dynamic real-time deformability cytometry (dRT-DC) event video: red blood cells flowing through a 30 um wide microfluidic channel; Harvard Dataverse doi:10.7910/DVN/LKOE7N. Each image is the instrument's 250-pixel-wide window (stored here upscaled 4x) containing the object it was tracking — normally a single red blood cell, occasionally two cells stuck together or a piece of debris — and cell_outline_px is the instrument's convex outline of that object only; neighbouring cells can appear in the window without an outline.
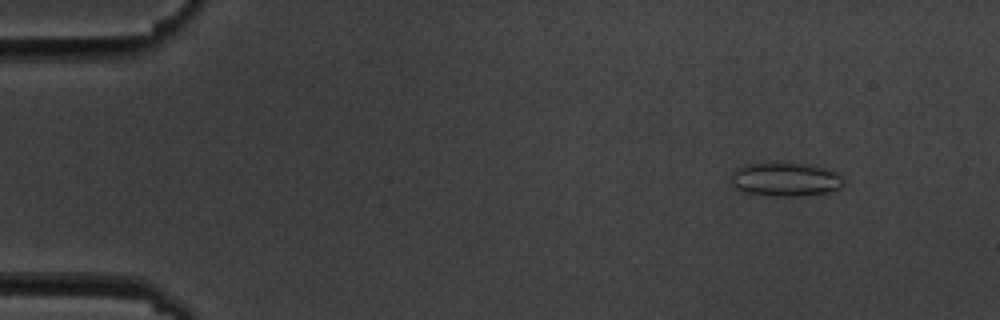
{"species": "common noctule bat (a hibernating species)", "species_latin": "Nyctalus noctula", "temperature_condition": "cold", "stored_images_in_passage": 5, "camera_frame_rate_fps": 3000, "um_per_image_px": 0.085, "animal": {"sex": "male", "body_mass_g": 19.5, "forearm_length_mm": 54.6}, "frame": {"image": 1, "passage_image": 2, "time_ms": 1.333, "image_size_px": [1000, 320], "cell_outline_px": [[844, 184], [840, 188], [828, 192], [800, 196], [772, 196], [744, 192], [736, 188], [732, 184], [732, 172], [736, 168], [744, 164], [804, 164], [832, 168], [840, 172], [844, 180]], "centroid_in_image_um": [66.83, 15.26], "position_along_channel_um": 18.2, "area_um2": 22.25}}
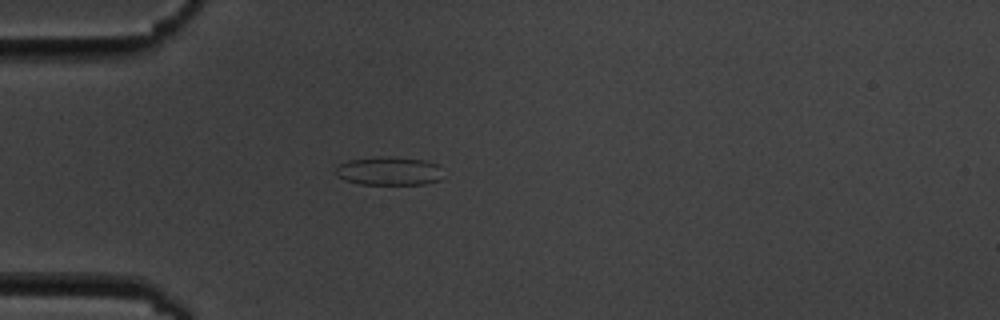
{"frame": {"image": 2, "passage_image": 5, "time_ms": 4.667, "image_size_px": [1000, 320], "cell_outline_px": [[440, 180], [424, 184], [360, 184], [344, 180], [336, 176], [336, 168], [340, 164], [348, 160], [380, 156], [388, 156], [424, 160], [440, 164]], "centroid_in_image_um": [33.05, 14.53], "position_along_channel_um": 51.9, "area_um2": 17.92}}